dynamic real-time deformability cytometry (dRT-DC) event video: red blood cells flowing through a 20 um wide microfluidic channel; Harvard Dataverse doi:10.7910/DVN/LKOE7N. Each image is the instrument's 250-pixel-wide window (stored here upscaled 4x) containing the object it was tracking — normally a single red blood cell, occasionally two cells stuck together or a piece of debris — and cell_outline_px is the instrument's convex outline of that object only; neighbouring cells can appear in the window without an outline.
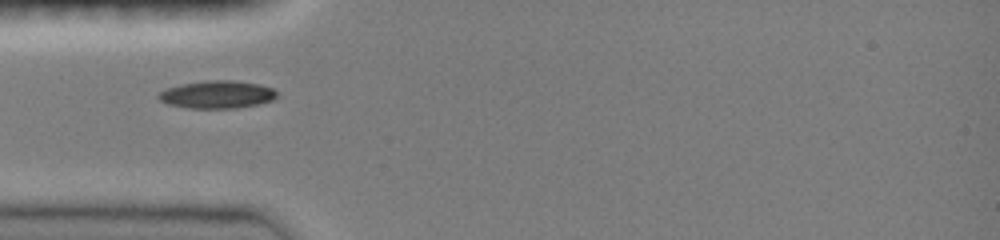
{"species": "common noctule bat (a hibernating species)", "species_latin": "Nyctalus noctula", "temperature_condition": "room temperature", "stored_images_in_passage": 33, "camera_frame_rate_fps": 3000, "um_per_image_px": 0.085, "animal": {"sex": "female", "body_mass_g": 19.0, "forearm_length_mm": 51.5}, "frame": {"image": 1, "passage_image": 1, "time_ms": 0.0, "image_size_px": [1000, 240], "cell_outline_px": [[276, 96], [272, 100], [256, 104], [236, 108], [188, 108], [168, 104], [160, 100], [156, 96], [160, 92], [168, 88], [180, 84], [204, 80], [236, 80], [260, 84], [272, 88], [276, 92]], "centroid_in_image_um": [18.43, 8.02], "position_along_channel_um": 66.6, "area_um2": 19.07}}
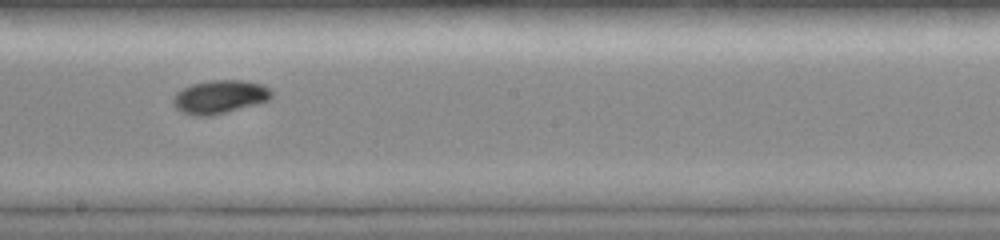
{"frame": {"image": 2, "passage_image": 13, "time_ms": 4.0, "image_size_px": [1000, 240], "cell_outline_px": [[272, 100], [212, 116], [196, 116], [184, 112], [176, 108], [172, 104], [172, 96], [176, 92], [192, 84], [212, 80], [244, 80], [264, 84], [272, 92]], "centroid_in_image_um": [18.7, 8.23], "position_along_channel_um": 229.5, "area_um2": 19.36}}
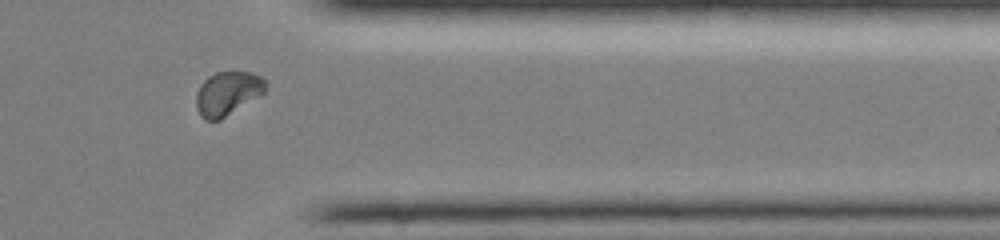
{"frame": {"image": 3, "passage_image": 25, "time_ms": 8.0, "image_size_px": [1000, 240], "cell_outline_px": [[264, 92], [260, 96], [220, 120], [204, 120], [200, 116], [196, 108], [196, 92], [200, 84], [208, 76], [216, 72], [252, 72], [260, 76], [264, 80]], "centroid_in_image_um": [19.3, 7.95], "position_along_channel_um": 392.1, "area_um2": 17.74}}